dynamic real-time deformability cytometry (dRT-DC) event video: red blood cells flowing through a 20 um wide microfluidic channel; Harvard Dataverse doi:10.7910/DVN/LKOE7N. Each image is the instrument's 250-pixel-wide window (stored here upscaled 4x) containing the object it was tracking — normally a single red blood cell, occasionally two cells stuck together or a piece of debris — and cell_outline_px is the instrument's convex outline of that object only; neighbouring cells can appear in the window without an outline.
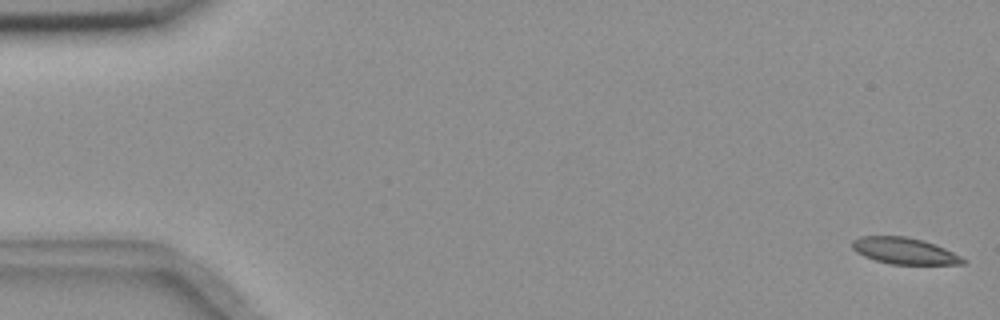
{"species": "common noctule bat (a hibernating species)", "species_latin": "Nyctalus noctula", "temperature_condition": "room temperature", "stored_images_in_passage": 56, "camera_frame_rate_fps": 3000, "um_per_image_px": 0.085, "animal": {"sex": "female", "body_mass_g": 18.4}, "frame": {"image": 1, "passage_image": 1, "time_ms": 0.0, "image_size_px": [1000, 320], "cell_outline_px": [[968, 260], [964, 264], [888, 264], [864, 256], [856, 252], [852, 248], [852, 240], [860, 236], [904, 236], [924, 240], [944, 248]], "centroid_in_image_um": [76.86, 21.32], "position_along_channel_um": 8.1, "area_um2": 17.05}}
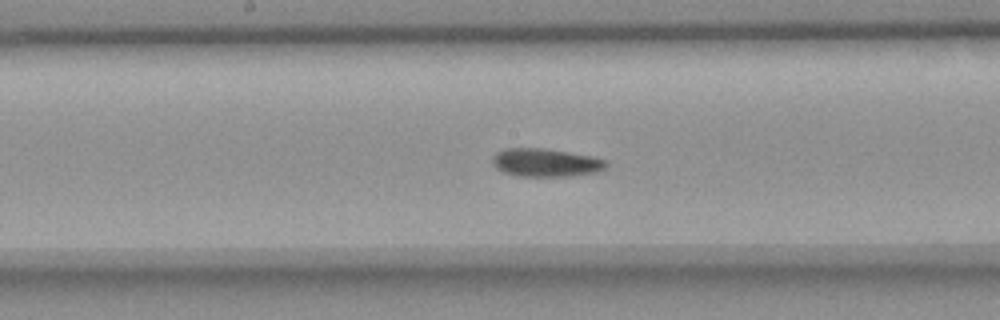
{"frame": {"image": 2, "passage_image": 29, "time_ms": 9.333, "image_size_px": [1000, 320], "cell_outline_px": [[608, 168], [596, 172], [572, 176], [516, 176], [504, 172], [496, 168], [492, 164], [492, 156], [496, 152], [504, 148], [544, 148], [592, 156], [608, 160]], "centroid_in_image_um": [46.4, 13.82], "position_along_channel_um": 201.8, "area_um2": 18.96}}
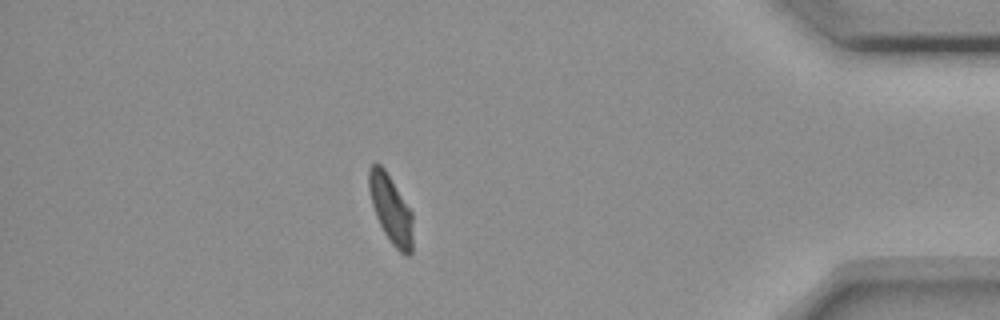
{"frame": {"image": 3, "passage_image": 49, "time_ms": 16.0, "image_size_px": [1000, 320], "cell_outline_px": [[412, 252], [408, 256], [404, 256], [392, 244], [384, 232], [376, 216], [372, 204], [368, 188], [368, 168], [376, 160], [384, 168], [412, 212]], "centroid_in_image_um": [33.2, 17.76], "position_along_channel_um": 402.0, "area_um2": 17.46}, "authors_computed_cell_mechanics": {"area_um2": 18.3226, "velocity_mm_per_s": 3.6373, "shape_relaxation_time_tau1_ms": 4.4285, "shape_relaxation_time_tau2_ms": 4.4123, "deformation_change_tau1": 0.1219, "deformation_change_tau2": 0.0643}}